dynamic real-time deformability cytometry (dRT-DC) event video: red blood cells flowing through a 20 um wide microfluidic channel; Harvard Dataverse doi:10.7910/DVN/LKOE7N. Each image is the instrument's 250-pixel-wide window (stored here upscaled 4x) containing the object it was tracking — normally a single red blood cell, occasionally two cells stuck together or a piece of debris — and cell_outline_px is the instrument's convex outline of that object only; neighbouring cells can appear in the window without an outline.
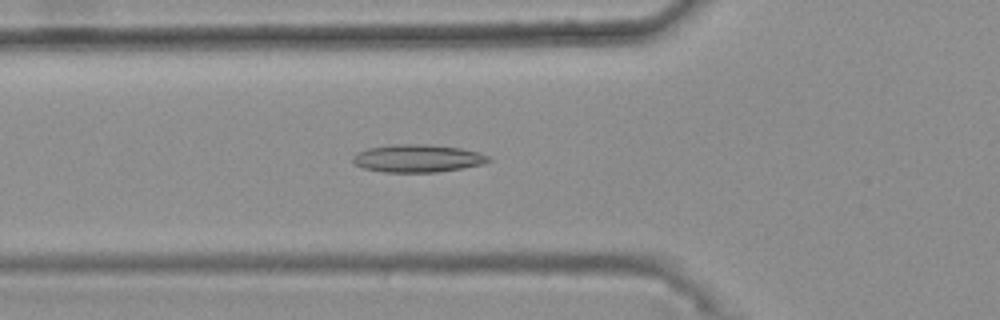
{"species": "common noctule bat (a hibernating species)", "species_latin": "Nyctalus noctula", "temperature_condition": "warm", "stored_images_in_passage": 47, "camera_frame_rate_fps": 3000, "um_per_image_px": 0.085, "animal": {"sex": "female", "body_mass_g": 25.1}, "frame": {"image": 1, "passage_image": 19, "time_ms": 6.0, "image_size_px": [1000, 320], "cell_outline_px": [[492, 160], [480, 164], [460, 168], [436, 172], [384, 172], [364, 168], [356, 164], [352, 160], [352, 156], [356, 152], [368, 148], [392, 144], [432, 144], [460, 148], [480, 152], [488, 156]], "centroid_in_image_um": [35.47, 13.44], "position_along_channel_um": 90.3, "area_um2": 21.91}}
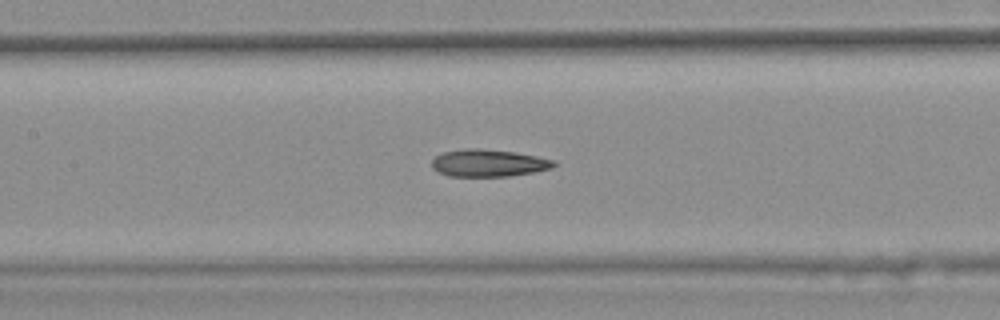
{"frame": {"image": 2, "passage_image": 25, "time_ms": 8.0, "image_size_px": [1000, 320], "cell_outline_px": [[556, 164], [552, 168], [532, 172], [508, 176], [448, 176], [432, 168], [432, 160], [436, 156], [444, 152], [464, 148], [480, 148], [516, 152], [556, 160]], "centroid_in_image_um": [41.53, 13.85], "position_along_channel_um": 165.9, "area_um2": 19.36}}
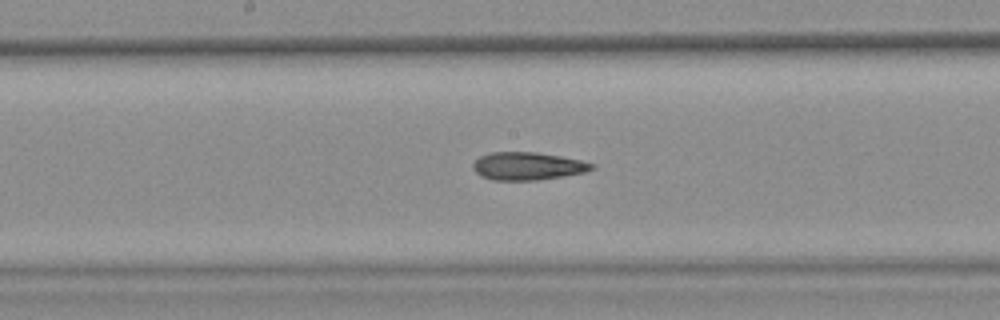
{"frame": {"image": 3, "passage_image": 28, "time_ms": 9.0, "image_size_px": [1000, 320], "cell_outline_px": [[596, 168], [584, 172], [536, 180], [492, 180], [480, 176], [472, 168], [472, 164], [480, 156], [492, 152], [536, 152], [560, 156], [580, 160], [596, 164]], "centroid_in_image_um": [44.83, 14.11], "position_along_channel_um": 203.4, "area_um2": 19.19}, "authors_computed_cell_mechanics": {"area_um2": 19.7098, "velocity_mm_per_s": 3.7608, "shape_relaxation_time_tau1_ms": null, "shape_relaxation_time_tau2_ms": 3.9997, "deformation_change_tau1": null, "deformation_change_tau2": 0.1378}}